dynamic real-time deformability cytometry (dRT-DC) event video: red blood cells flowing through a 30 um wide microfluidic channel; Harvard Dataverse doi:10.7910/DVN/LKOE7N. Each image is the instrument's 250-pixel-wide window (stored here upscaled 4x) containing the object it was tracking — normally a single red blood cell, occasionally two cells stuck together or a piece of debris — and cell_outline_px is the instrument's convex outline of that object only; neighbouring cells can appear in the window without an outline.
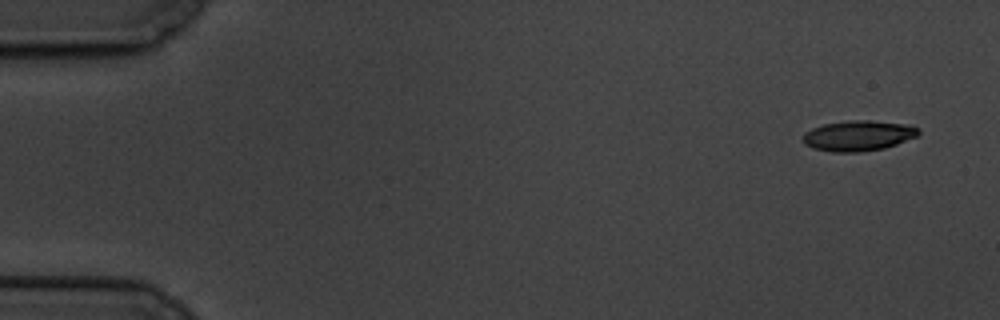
{"species": "common noctule bat (a hibernating species)", "species_latin": "Nyctalus noctula", "temperature_condition": "cold", "stored_images_in_passage": 11, "camera_frame_rate_fps": 3000, "um_per_image_px": 0.085, "animal": {"sex": "male", "body_mass_g": 19.5, "forearm_length_mm": 54.6}, "frame": {"image": 1, "passage_image": 1, "time_ms": 0.0, "image_size_px": [1000, 320], "cell_outline_px": [[920, 132], [916, 136], [896, 144], [884, 148], [860, 152], [832, 152], [812, 148], [804, 144], [804, 132], [812, 128], [824, 124], [848, 120], [868, 120], [912, 124], [920, 128]], "centroid_in_image_um": [72.97, 11.52], "position_along_channel_um": 12.0, "area_um2": 20.63}}
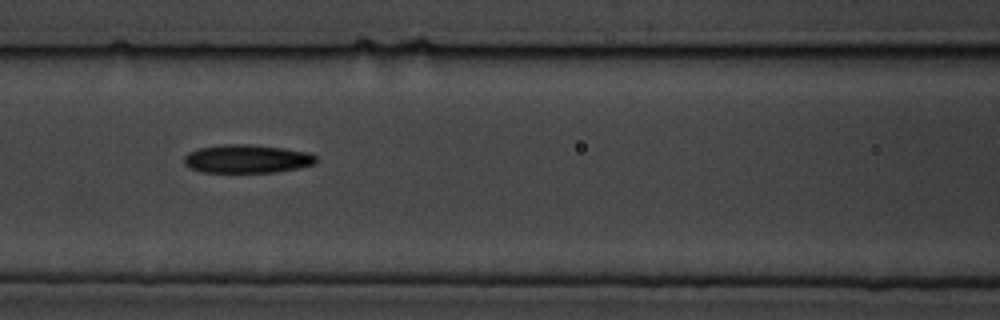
{"frame": {"image": 2, "passage_image": 7, "time_ms": 7.667, "image_size_px": [1000, 320], "cell_outline_px": [[316, 164], [300, 168], [276, 172], [204, 172], [192, 168], [184, 164], [184, 156], [188, 152], [200, 148], [224, 144], [248, 144], [284, 148], [308, 152], [316, 156]], "centroid_in_image_um": [21.02, 13.5], "position_along_channel_um": 145.6, "area_um2": 21.85}}
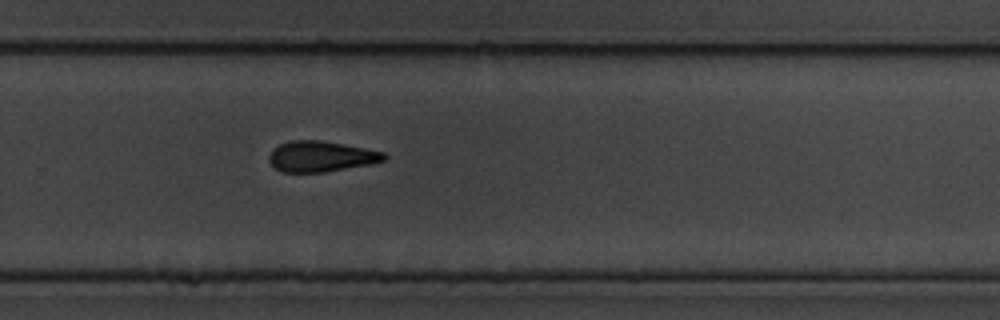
{"frame": {"image": 3, "passage_image": 11, "time_ms": 12.333, "image_size_px": [1000, 320], "cell_outline_px": [[388, 156], [384, 160], [368, 164], [324, 172], [284, 172], [276, 168], [268, 160], [268, 156], [272, 148], [280, 144], [292, 140], [320, 140], [344, 144], [384, 152]], "centroid_in_image_um": [27.25, 13.28], "position_along_channel_um": 302.5, "area_um2": 20.4}}